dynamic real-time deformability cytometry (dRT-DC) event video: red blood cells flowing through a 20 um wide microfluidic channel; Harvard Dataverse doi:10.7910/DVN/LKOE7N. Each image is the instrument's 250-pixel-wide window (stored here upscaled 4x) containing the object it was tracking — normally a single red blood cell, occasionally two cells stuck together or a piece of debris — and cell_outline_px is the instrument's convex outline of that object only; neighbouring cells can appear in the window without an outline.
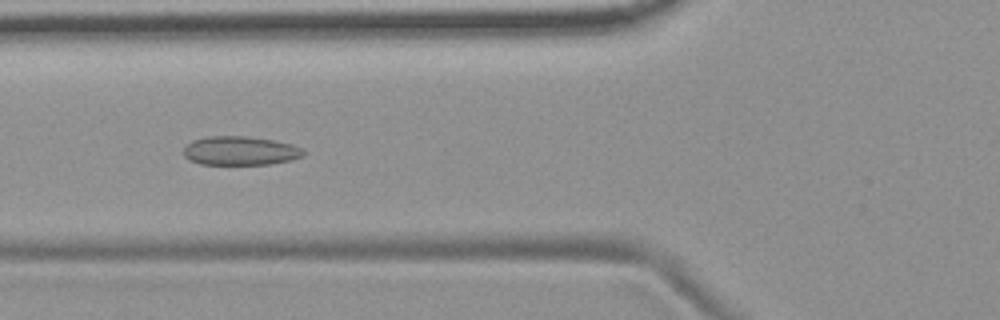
{"species": "common noctule bat (a hibernating species)", "species_latin": "Nyctalus noctula", "temperature_condition": "room temperature", "stored_images_in_passage": 55, "camera_frame_rate_fps": 3000, "um_per_image_px": 0.085, "animal": {"sex": "female", "body_mass_g": 19.9}, "frame": {"image": 1, "passage_image": 20, "time_ms": 6.333, "image_size_px": [1000, 320], "cell_outline_px": [[304, 156], [272, 164], [200, 164], [188, 160], [184, 156], [184, 148], [192, 140], [208, 136], [248, 136], [272, 140], [292, 144], [304, 148]], "centroid_in_image_um": [20.41, 12.81], "position_along_channel_um": 105.4, "area_um2": 20.23}}
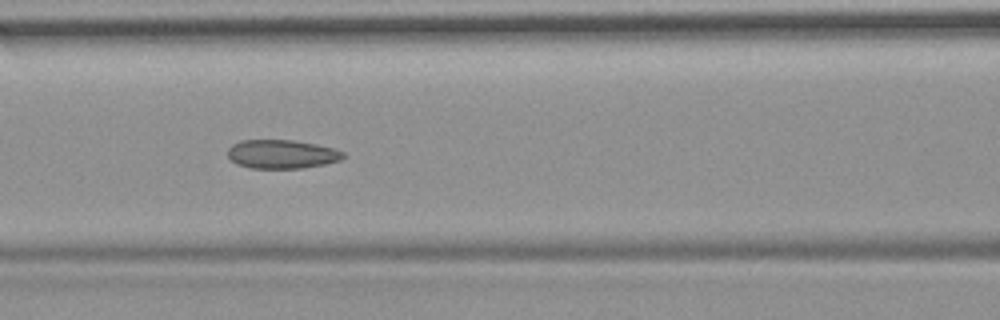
{"frame": {"image": 2, "passage_image": 23, "time_ms": 7.333, "image_size_px": [1000, 320], "cell_outline_px": [[344, 156], [340, 160], [324, 164], [304, 168], [252, 168], [236, 164], [228, 156], [228, 148], [232, 144], [240, 140], [292, 140], [316, 144], [332, 148], [344, 152]], "centroid_in_image_um": [23.93, 13.1], "position_along_channel_um": 142.7, "area_um2": 19.31}}
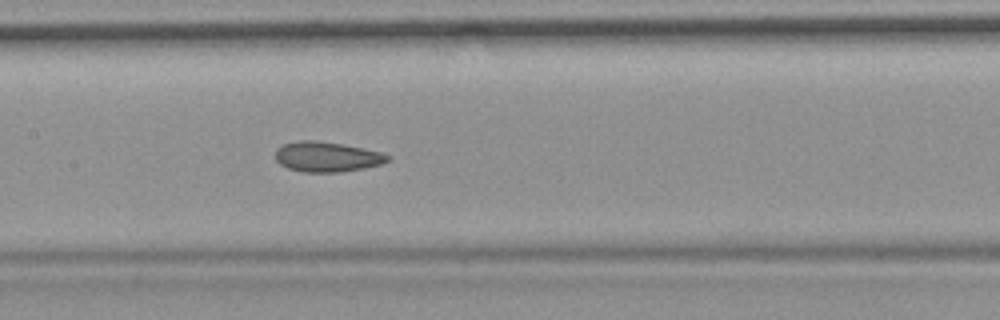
{"frame": {"image": 3, "passage_image": 26, "time_ms": 8.333, "image_size_px": [1000, 320], "cell_outline_px": [[392, 156], [388, 160], [380, 164], [364, 168], [336, 172], [304, 172], [288, 168], [280, 164], [276, 160], [276, 148], [284, 144], [300, 140], [316, 140], [344, 144], [380, 152]], "centroid_in_image_um": [27.77, 13.32], "position_along_channel_um": 179.6, "area_um2": 19.59}, "authors_computed_cell_mechanics": {"area_um2": 20.4612, "velocity_mm_per_s": 3.7129, "shape_relaxation_time_tau1_ms": null, "shape_relaxation_time_tau2_ms": 2.8368, "deformation_change_tau1": null, "deformation_change_tau2": 0.0898}}